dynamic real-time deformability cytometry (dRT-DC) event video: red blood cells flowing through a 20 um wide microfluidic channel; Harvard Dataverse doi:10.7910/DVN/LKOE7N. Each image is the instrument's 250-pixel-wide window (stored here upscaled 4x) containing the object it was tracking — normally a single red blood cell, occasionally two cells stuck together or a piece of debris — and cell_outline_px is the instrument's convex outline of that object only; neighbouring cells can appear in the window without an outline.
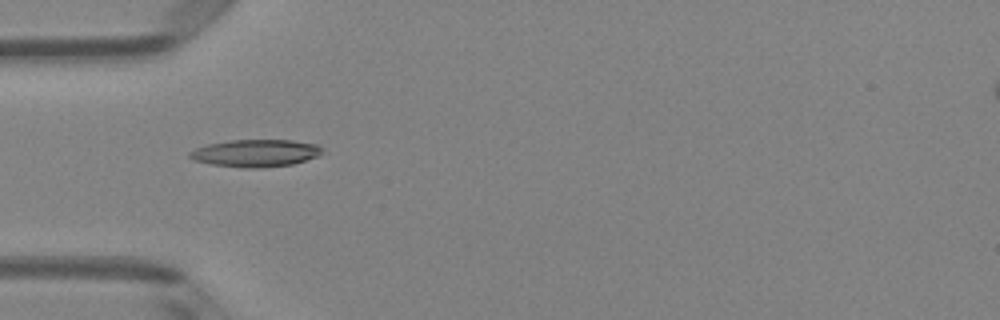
{"species": "Egyptian fruit bat (a non-hibernating species)", "species_latin": "Rousettus aegyptiacus", "temperature_condition": "room temperature", "stored_images_in_passage": 6, "camera_frame_rate_fps": 3000, "um_per_image_px": 0.085, "animal": {"sex": "female"}, "frame": {"image": 1, "passage_image": 5, "time_ms": 1.333, "image_size_px": [1000, 320], "cell_outline_px": [[320, 156], [292, 164], [260, 168], [244, 168], [212, 164], [196, 160], [188, 156], [188, 152], [196, 148], [208, 144], [232, 140], [292, 140], [316, 144], [320, 148]], "centroid_in_image_um": [21.72, 13.01], "position_along_channel_um": 63.3, "area_um2": 20.92}}
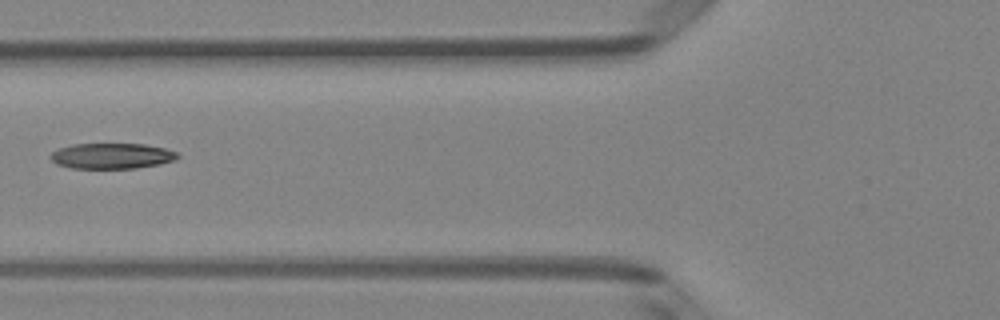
{"frame": {"image": 2, "passage_image": 6, "time_ms": 1.667, "image_size_px": [1000, 320], "cell_outline_px": [[180, 156], [176, 160], [160, 164], [136, 168], [72, 168], [56, 164], [48, 156], [52, 152], [60, 148], [72, 144], [144, 144], [164, 148], [176, 152]], "centroid_in_image_um": [9.5, 13.25], "position_along_channel_um": 116.3, "area_um2": 18.96}}